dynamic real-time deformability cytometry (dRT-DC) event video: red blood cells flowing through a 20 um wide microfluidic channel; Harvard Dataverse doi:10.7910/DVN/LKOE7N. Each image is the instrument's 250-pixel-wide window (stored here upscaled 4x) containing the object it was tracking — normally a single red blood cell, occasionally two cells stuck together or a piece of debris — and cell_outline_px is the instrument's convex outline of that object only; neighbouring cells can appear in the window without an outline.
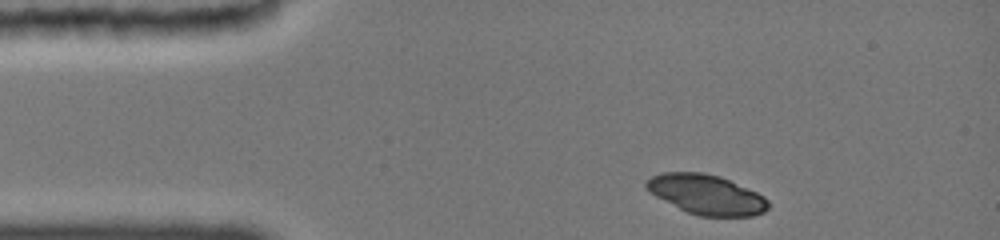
{"species": "common noctule bat (a hibernating species)", "species_latin": "Nyctalus noctula", "temperature_condition": "cold", "stored_images_in_passage": 54, "camera_frame_rate_fps": 3000, "um_per_image_px": 0.085, "animal": {"sex": "female", "body_mass_g": 19.0, "forearm_length_mm": 51.5}, "frame": {"image": 1, "passage_image": 1, "time_ms": 0.0, "image_size_px": [1000, 240], "cell_outline_px": [[768, 208], [764, 212], [752, 216], [700, 216], [688, 212], [656, 196], [644, 184], [652, 176], [660, 172], [704, 172], [720, 176], [756, 192], [764, 196], [768, 200]], "centroid_in_image_um": [60.07, 16.52], "position_along_channel_um": 24.9, "area_um2": 27.92}}